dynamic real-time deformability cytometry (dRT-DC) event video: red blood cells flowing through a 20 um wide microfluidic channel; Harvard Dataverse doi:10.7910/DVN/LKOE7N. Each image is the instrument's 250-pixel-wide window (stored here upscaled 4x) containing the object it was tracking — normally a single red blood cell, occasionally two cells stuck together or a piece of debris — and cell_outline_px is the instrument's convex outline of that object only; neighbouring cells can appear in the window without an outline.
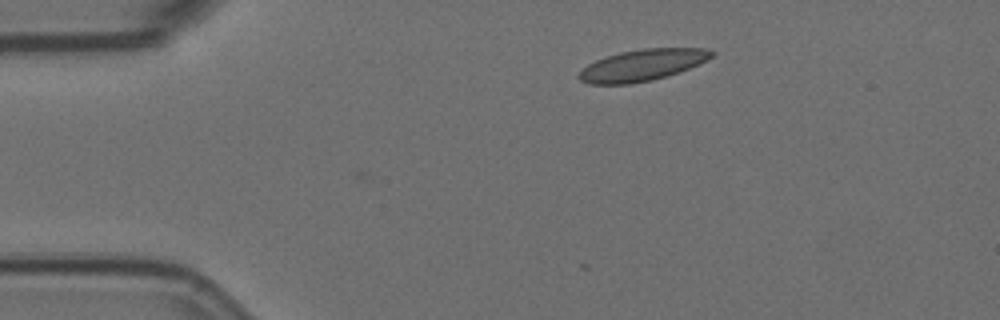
{"species": "Egyptian fruit bat (a non-hibernating species)", "species_latin": "Rousettus aegyptiacus", "temperature_condition": "room temperature", "stored_images_in_passage": 6, "camera_frame_rate_fps": 3000, "um_per_image_px": 0.085, "animal": {"sex": "female"}, "frame": {"image": 1, "passage_image": 1, "time_ms": 0.0, "image_size_px": [1000, 320], "cell_outline_px": [[716, 52], [708, 60], [680, 72], [652, 80], [628, 84], [588, 84], [580, 80], [576, 76], [588, 64], [596, 60], [620, 52], [644, 48], [708, 48]], "centroid_in_image_um": [54.62, 5.53], "position_along_channel_um": 30.4, "area_um2": 24.33}}